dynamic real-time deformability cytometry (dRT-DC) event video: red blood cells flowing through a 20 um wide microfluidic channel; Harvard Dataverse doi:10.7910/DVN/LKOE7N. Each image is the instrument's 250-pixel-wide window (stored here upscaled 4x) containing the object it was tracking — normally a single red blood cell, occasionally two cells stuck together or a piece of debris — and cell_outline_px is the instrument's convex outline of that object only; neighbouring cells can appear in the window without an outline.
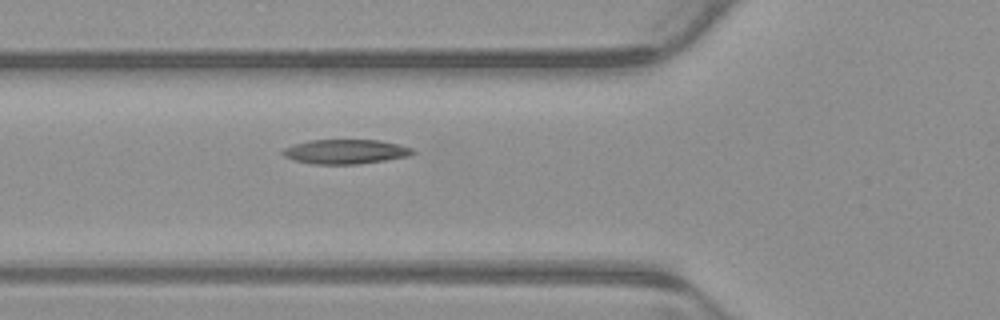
{"species": "common noctule bat (a hibernating species)", "species_latin": "Nyctalus noctula", "temperature_condition": "warm", "stored_images_in_passage": 5, "camera_frame_rate_fps": 3000, "um_per_image_px": 0.085, "animal": {"sex": "male", "body_mass_g": 23.1, "forearm_length_mm": 52.7}, "frame": {"image": 1, "passage_image": 5, "time_ms": 1.333, "image_size_px": [1000, 320], "cell_outline_px": [[416, 152], [408, 156], [384, 160], [356, 164], [312, 164], [292, 160], [284, 156], [280, 152], [284, 148], [292, 144], [308, 140], [380, 140], [400, 144], [412, 148]], "centroid_in_image_um": [29.33, 12.88], "position_along_channel_um": 96.5, "area_um2": 18.67}}